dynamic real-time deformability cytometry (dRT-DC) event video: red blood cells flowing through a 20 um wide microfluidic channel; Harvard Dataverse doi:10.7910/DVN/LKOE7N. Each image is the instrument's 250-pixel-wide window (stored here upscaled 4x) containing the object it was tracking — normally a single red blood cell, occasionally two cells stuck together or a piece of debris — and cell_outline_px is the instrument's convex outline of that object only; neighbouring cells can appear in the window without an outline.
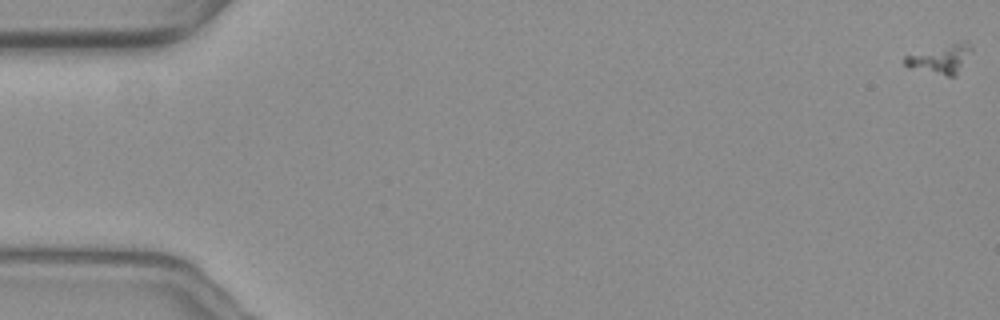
{"species": "common noctule bat (a hibernating species)", "species_latin": "Nyctalus noctula", "temperature_condition": "warm", "stored_images_in_passage": 34, "camera_frame_rate_fps": 3000, "um_per_image_px": 0.085, "animal": {"sex": "female", "body_mass_g": 19.3, "forearm_length_mm": 54.1}, "frame": {"image": 1, "passage_image": 1, "time_ms": 0.0, "image_size_px": [1000, 320], "cell_outline_px": [[972, 48], [956, 76], [948, 76], [908, 68], [904, 64], [904, 56], [956, 40], [968, 40], [972, 44]], "centroid_in_image_um": [79.95, 4.96], "position_along_channel_um": 5.0, "area_um2": 11.56}}